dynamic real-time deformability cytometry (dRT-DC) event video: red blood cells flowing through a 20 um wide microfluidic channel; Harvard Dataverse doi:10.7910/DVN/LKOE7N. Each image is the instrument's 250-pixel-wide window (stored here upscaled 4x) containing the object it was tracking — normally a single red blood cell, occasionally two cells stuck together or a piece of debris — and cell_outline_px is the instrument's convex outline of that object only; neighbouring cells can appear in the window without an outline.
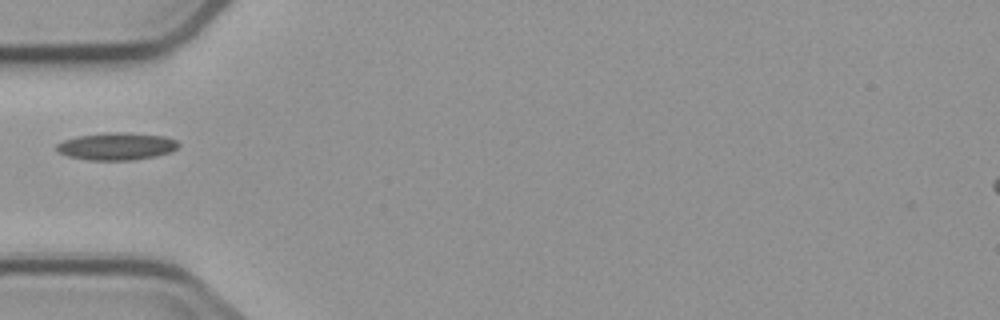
{"species": "common noctule bat (a hibernating species)", "species_latin": "Nyctalus noctula", "temperature_condition": "cold", "stored_images_in_passage": 2, "camera_frame_rate_fps": 3000, "um_per_image_px": 0.085, "animal": {"sex": "male", "body_mass_g": 23.1, "forearm_length_mm": 52.7}, "frame": {"image": 1, "passage_image": 1, "time_ms": 0.0, "image_size_px": [1000, 320], "cell_outline_px": [[180, 144], [176, 148], [168, 152], [156, 156], [132, 160], [88, 160], [68, 156], [60, 152], [56, 148], [56, 144], [64, 140], [76, 136], [104, 132], [124, 132], [164, 136], [176, 140]], "centroid_in_image_um": [9.89, 12.43], "position_along_channel_um": 75.1, "area_um2": 19.42}}
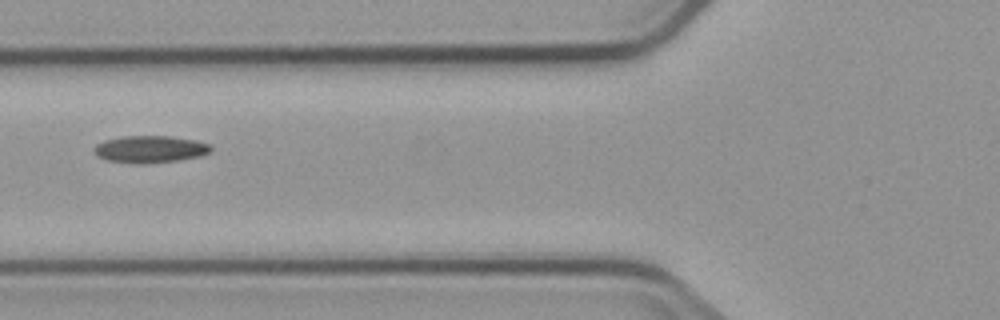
{"frame": {"image": 2, "passage_image": 2, "time_ms": 1.0, "image_size_px": [1000, 320], "cell_outline_px": [[212, 148], [208, 152], [200, 156], [176, 160], [144, 164], [108, 160], [96, 156], [92, 152], [92, 148], [96, 144], [104, 140], [120, 136], [172, 136], [196, 140], [212, 144]], "centroid_in_image_um": [12.72, 12.66], "position_along_channel_um": 113.1, "area_um2": 18.55}}